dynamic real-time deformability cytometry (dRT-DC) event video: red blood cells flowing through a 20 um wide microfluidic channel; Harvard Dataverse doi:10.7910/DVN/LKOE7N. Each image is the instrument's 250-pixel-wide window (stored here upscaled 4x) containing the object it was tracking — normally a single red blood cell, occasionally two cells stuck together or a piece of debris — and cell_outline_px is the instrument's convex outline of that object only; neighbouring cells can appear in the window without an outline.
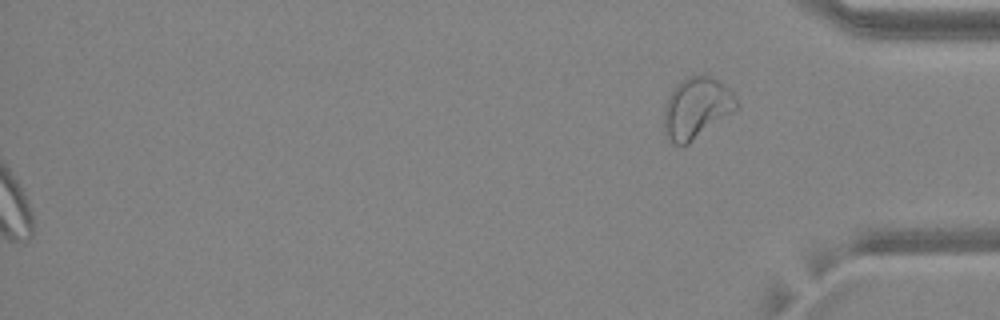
{"species": "common noctule bat (a hibernating species)", "species_latin": "Nyctalus noctula", "temperature_condition": "warm", "stored_images_in_passage": 51, "segment_of_instrument_passage": [2, 2], "camera_frame_rate_fps": 3000, "um_per_image_px": 0.085, "animal": {"sex": "female", "body_mass_g": 24.6, "forearm_length_mm": 56.2}, "frame": {"image": 1, "passage_image": 51, "time_ms": 16.667, "image_size_px": [1000, 320], "cell_outline_px": [[740, 104], [732, 112], [688, 144], [672, 144], [668, 140], [664, 132], [664, 108], [668, 96], [676, 84], [680, 80], [688, 76], [712, 76], [724, 84], [732, 92]], "centroid_in_image_um": [59.18, 9.17], "position_along_channel_um": 376.0, "area_um2": 25.72}}